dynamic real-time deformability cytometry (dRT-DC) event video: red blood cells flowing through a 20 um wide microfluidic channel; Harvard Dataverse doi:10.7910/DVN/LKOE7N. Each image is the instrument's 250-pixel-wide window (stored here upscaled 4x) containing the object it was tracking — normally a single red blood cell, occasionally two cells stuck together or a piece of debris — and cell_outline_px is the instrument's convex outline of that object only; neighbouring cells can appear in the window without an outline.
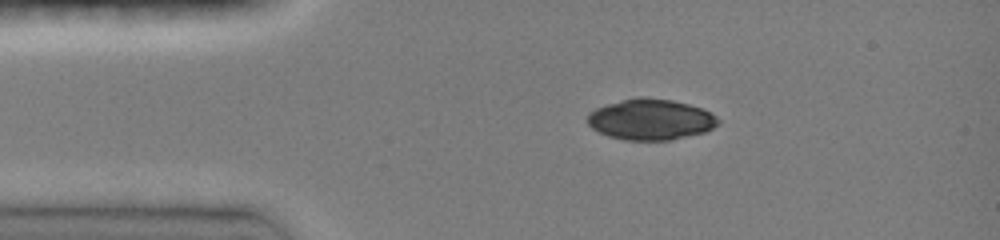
{"species": "common noctule bat (a hibernating species)", "species_latin": "Nyctalus noctula", "temperature_condition": "room temperature", "stored_images_in_passage": 39, "camera_frame_rate_fps": 3000, "um_per_image_px": 0.085, "animal": {"sex": "female", "body_mass_g": 19.0, "forearm_length_mm": 51.5}, "frame": {"image": 1, "passage_image": 1, "time_ms": 0.0, "image_size_px": [1000, 240], "cell_outline_px": [[720, 124], [704, 132], [672, 140], [624, 140], [608, 136], [592, 128], [588, 124], [588, 112], [596, 108], [608, 104], [636, 96], [644, 96], [672, 100], [704, 108], [716, 116], [720, 120]], "centroid_in_image_um": [55.33, 10.15], "position_along_channel_um": 29.7, "area_um2": 31.33}}
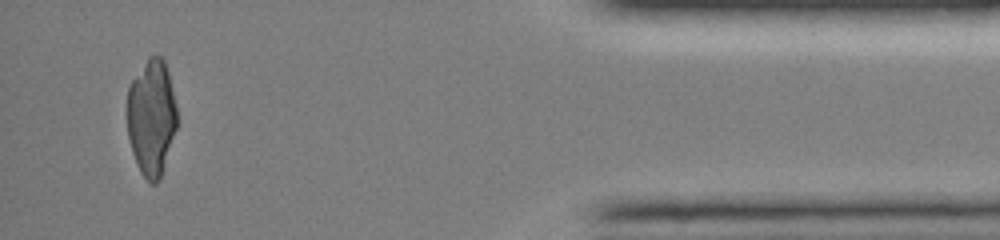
{"frame": {"image": 2, "passage_image": 36, "time_ms": 11.667, "image_size_px": [1000, 240], "cell_outline_px": [[176, 128], [160, 180], [156, 184], [152, 184], [140, 172], [132, 152], [128, 136], [128, 88], [132, 80], [148, 56], [160, 56], [164, 60], [168, 72], [176, 108]], "centroid_in_image_um": [12.87, 9.99], "position_along_channel_um": 422.3, "area_um2": 33.41}}